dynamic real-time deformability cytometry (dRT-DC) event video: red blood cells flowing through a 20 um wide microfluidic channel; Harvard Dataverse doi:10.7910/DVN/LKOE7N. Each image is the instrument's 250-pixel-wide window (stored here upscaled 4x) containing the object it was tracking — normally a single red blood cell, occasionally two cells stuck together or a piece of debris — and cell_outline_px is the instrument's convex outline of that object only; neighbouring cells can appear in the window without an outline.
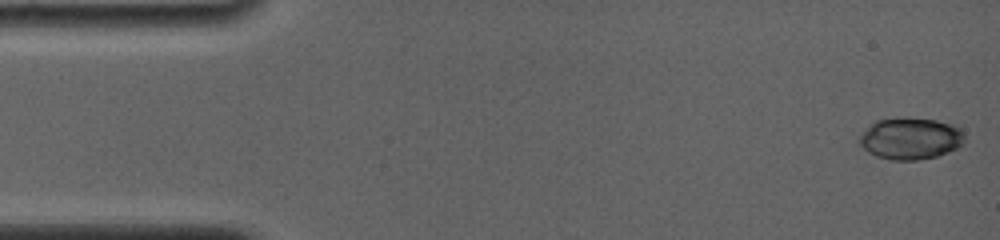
{"species": "common noctule bat (a hibernating species)", "species_latin": "Nyctalus noctula", "temperature_condition": "room temperature", "stored_images_in_passage": 6, "camera_frame_rate_fps": 4000, "um_per_image_px": 0.085, "animal": {"sex": "female", "body_mass_g": 19.0, "forearm_length_mm": 56.7}, "frame": {"image": 1, "passage_image": 1, "time_ms": 0.0, "image_size_px": [1000, 240], "cell_outline_px": [[964, 140], [956, 148], [948, 152], [936, 156], [920, 160], [892, 160], [876, 156], [868, 152], [860, 144], [860, 136], [876, 120], [936, 120], [956, 124], [964, 132]], "centroid_in_image_um": [77.44, 11.81], "position_along_channel_um": 7.6, "area_um2": 24.85}}
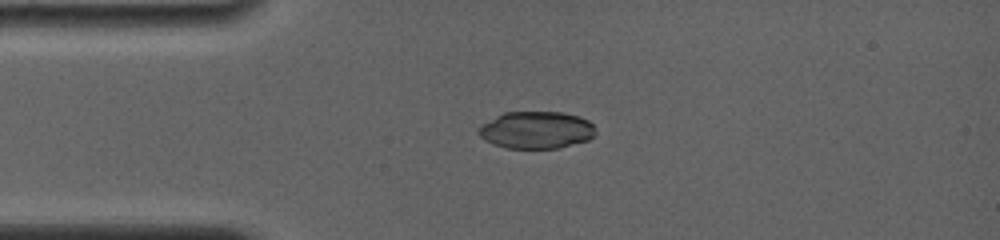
{"frame": {"image": 2, "passage_image": 5, "time_ms": 3.5, "image_size_px": [1000, 240], "cell_outline_px": [[596, 132], [588, 140], [560, 148], [504, 148], [492, 144], [484, 140], [476, 132], [476, 128], [480, 124], [504, 112], [564, 112], [588, 120], [596, 128]], "centroid_in_image_um": [45.54, 11.05], "position_along_channel_um": 39.5, "area_um2": 25.66}}